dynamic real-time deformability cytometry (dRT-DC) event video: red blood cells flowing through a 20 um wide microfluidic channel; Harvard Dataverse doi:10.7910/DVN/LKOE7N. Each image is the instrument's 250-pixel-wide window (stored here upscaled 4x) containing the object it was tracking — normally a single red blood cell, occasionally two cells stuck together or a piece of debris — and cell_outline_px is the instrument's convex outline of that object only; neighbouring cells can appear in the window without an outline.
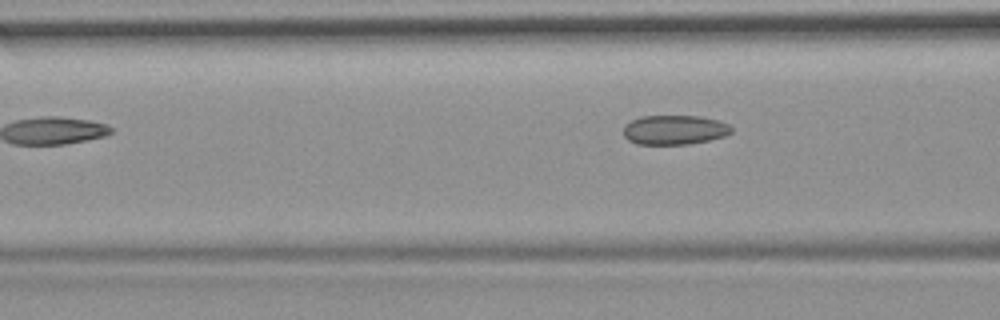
{"species": "common noctule bat (a hibernating species)", "species_latin": "Nyctalus noctula", "temperature_condition": "room temperature", "stored_images_in_passage": 6, "camera_frame_rate_fps": 3000, "um_per_image_px": 0.085, "animal": {"sex": "female", "body_mass_g": 19.9}, "frame": {"image": 1, "passage_image": 6, "time_ms": 1.667, "image_size_px": [1000, 320], "cell_outline_px": [[732, 132], [724, 136], [708, 140], [688, 144], [636, 144], [628, 140], [624, 136], [624, 124], [640, 116], [700, 116], [716, 120], [728, 124], [732, 128]], "centroid_in_image_um": [57.3, 11.03], "position_along_channel_um": 109.3, "area_um2": 18.5}}